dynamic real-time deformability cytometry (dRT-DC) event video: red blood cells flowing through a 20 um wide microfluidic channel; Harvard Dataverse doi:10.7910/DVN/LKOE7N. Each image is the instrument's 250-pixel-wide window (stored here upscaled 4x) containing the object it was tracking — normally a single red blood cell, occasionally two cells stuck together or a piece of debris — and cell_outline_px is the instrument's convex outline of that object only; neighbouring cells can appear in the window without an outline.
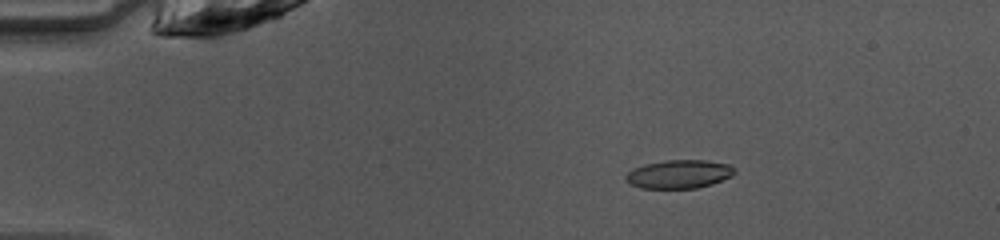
{"species": "common noctule bat (a hibernating species)", "species_latin": "Nyctalus noctula", "temperature_condition": "warm", "stored_images_in_passage": 44, "camera_frame_rate_fps": 3000, "um_per_image_px": 0.085, "animal": {"sex": "female", "body_mass_g": 10.0, "forearm_length_mm": 53.1}, "frame": {"image": 1, "passage_image": 4, "time_ms": 1.0, "image_size_px": [1000, 240], "cell_outline_px": [[736, 172], [732, 176], [712, 184], [696, 188], [640, 188], [632, 184], [624, 176], [628, 172], [644, 164], [668, 160], [704, 160], [728, 164], [736, 168]], "centroid_in_image_um": [57.76, 14.8], "position_along_channel_um": 27.2, "area_um2": 17.92}}
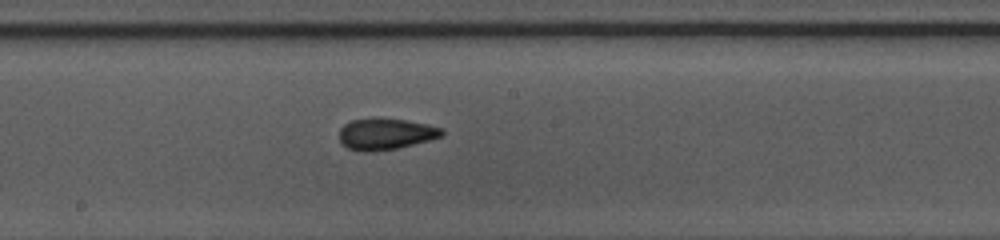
{"frame": {"image": 2, "passage_image": 22, "time_ms": 7.0, "image_size_px": [1000, 240], "cell_outline_px": [[444, 136], [396, 148], [372, 152], [364, 152], [348, 148], [340, 144], [340, 128], [344, 124], [352, 120], [404, 120], [444, 128]], "centroid_in_image_um": [32.77, 11.42], "position_along_channel_um": 215.4, "area_um2": 18.21}}
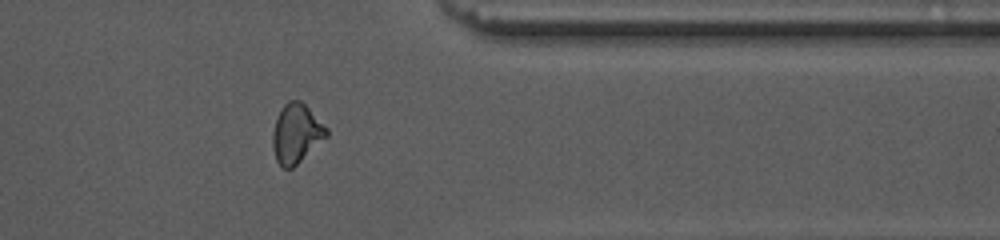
{"frame": {"image": 3, "passage_image": 35, "time_ms": 11.333, "image_size_px": [1000, 240], "cell_outline_px": [[328, 136], [292, 168], [284, 168], [276, 160], [272, 148], [272, 136], [276, 120], [284, 104], [288, 100], [300, 100], [328, 128]], "centroid_in_image_um": [25.19, 11.35], "position_along_channel_um": 386.2, "area_um2": 18.32}, "authors_computed_cell_mechanics": {"area_um2": 18.2359, "velocity_mm_per_s": 4.1407, "shape_relaxation_time_tau1_ms": 5.8971, "shape_relaxation_time_tau2_ms": 2.2987, "deformation_change_tau1": 0.1782, "deformation_change_tau2": 0.0551}}